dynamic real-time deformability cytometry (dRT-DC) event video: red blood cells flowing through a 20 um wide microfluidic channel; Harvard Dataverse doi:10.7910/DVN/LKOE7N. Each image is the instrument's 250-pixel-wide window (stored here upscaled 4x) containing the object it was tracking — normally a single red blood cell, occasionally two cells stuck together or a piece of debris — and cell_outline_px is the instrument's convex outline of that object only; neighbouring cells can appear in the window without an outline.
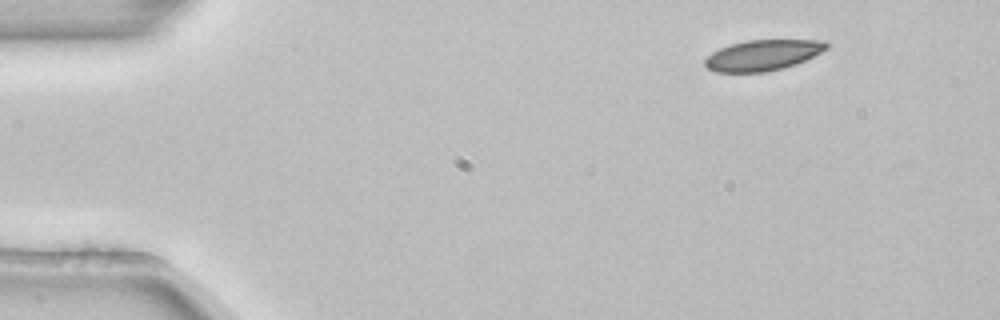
{"species": "common noctule bat (a hibernating species)", "species_latin": "Nyctalus noctula", "temperature_condition": "room temperature", "stored_images_in_passage": 6, "camera_frame_rate_fps": 3000, "um_per_image_px": 0.085, "animal": {"sex": "female", "body_mass_g": 22.7, "forearm_length_mm": 54.2}, "frame": {"image": 1, "passage_image": 1, "time_ms": 0.0, "image_size_px": [1000, 320], "cell_outline_px": [[828, 48], [796, 64], [784, 68], [764, 72], [716, 72], [708, 68], [704, 64], [704, 60], [712, 52], [720, 48], [732, 44], [748, 40], [824, 40], [828, 44]], "centroid_in_image_um": [64.83, 4.69], "position_along_channel_um": 20.2, "area_um2": 21.56}}
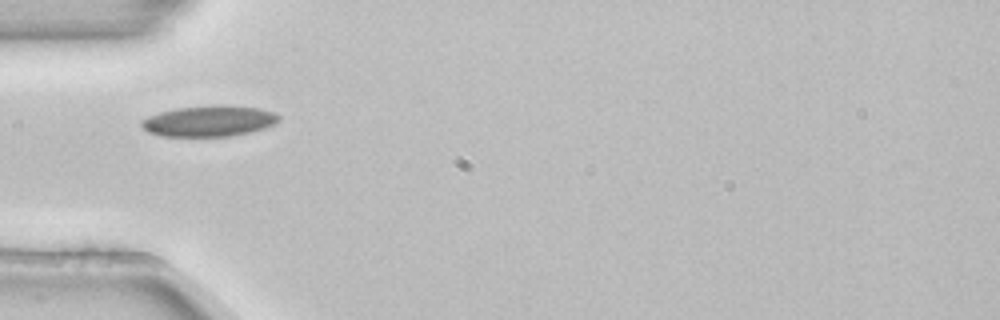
{"frame": {"image": 2, "passage_image": 4, "time_ms": 1.0, "image_size_px": [1000, 320], "cell_outline_px": [[280, 120], [264, 128], [248, 132], [228, 136], [160, 136], [148, 132], [140, 124], [148, 116], [160, 112], [176, 108], [220, 104], [224, 104], [260, 108], [276, 112], [280, 116]], "centroid_in_image_um": [17.8, 10.27], "position_along_channel_um": 67.2, "area_um2": 24.74}}